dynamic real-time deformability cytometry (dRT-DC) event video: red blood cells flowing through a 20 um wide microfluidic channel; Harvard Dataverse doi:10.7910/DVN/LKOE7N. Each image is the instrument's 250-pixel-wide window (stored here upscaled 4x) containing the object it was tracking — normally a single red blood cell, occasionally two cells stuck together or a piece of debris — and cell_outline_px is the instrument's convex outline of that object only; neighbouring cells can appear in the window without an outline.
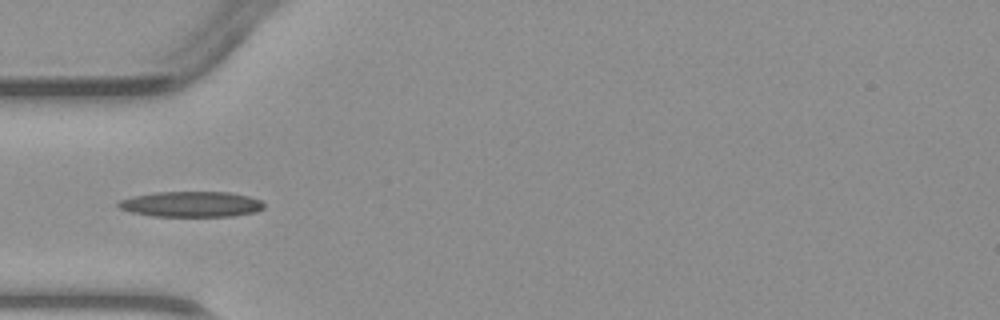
{"species": "common noctule bat (a hibernating species)", "species_latin": "Nyctalus noctula", "temperature_condition": "warm", "stored_images_in_passage": 2, "camera_frame_rate_fps": 3000, "um_per_image_px": 0.085, "animal": {"sex": "male", "body_mass_g": 23.1, "forearm_length_mm": 52.7}, "frame": {"image": 1, "passage_image": 2, "time_ms": 1.333, "image_size_px": [1000, 320], "cell_outline_px": [[264, 208], [256, 212], [232, 216], [152, 216], [132, 212], [120, 208], [116, 204], [120, 200], [132, 196], [156, 192], [228, 192], [248, 196], [260, 200], [264, 204]], "centroid_in_image_um": [16.26, 17.35], "position_along_channel_um": 68.7, "area_um2": 21.62}}